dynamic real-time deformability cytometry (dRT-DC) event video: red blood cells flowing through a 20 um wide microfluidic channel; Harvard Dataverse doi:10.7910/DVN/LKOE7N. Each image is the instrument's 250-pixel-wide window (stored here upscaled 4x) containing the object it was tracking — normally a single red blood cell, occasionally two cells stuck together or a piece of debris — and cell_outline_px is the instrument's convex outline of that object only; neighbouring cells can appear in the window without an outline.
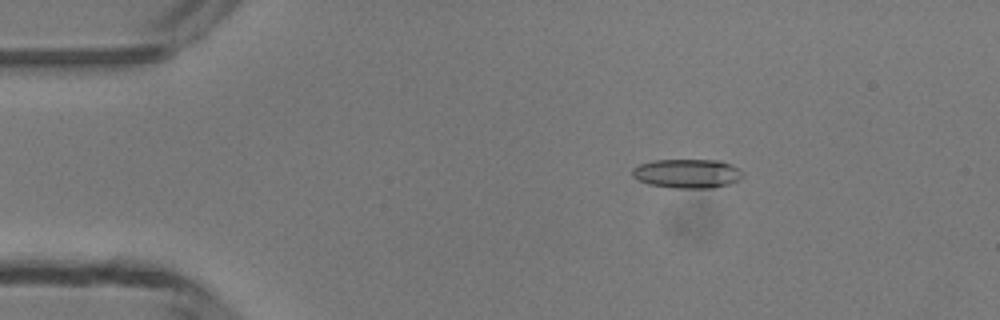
{"species": "common noctule bat (a hibernating species)", "species_latin": "Nyctalus noctula", "temperature_condition": "room temperature", "stored_images_in_passage": 3, "camera_frame_rate_fps": 3000, "um_per_image_px": 0.085, "animal": {"sex": "male", "body_mass_g": 13.3}, "frame": {"image": 1, "passage_image": 1, "time_ms": 0.0, "image_size_px": [1000, 320], "cell_outline_px": [[744, 176], [740, 180], [728, 184], [712, 188], [672, 188], [648, 184], [632, 176], [632, 168], [640, 164], [652, 160], [720, 160], [732, 164], [744, 172]], "centroid_in_image_um": [58.45, 14.75], "position_along_channel_um": 26.6, "area_um2": 18.96}}